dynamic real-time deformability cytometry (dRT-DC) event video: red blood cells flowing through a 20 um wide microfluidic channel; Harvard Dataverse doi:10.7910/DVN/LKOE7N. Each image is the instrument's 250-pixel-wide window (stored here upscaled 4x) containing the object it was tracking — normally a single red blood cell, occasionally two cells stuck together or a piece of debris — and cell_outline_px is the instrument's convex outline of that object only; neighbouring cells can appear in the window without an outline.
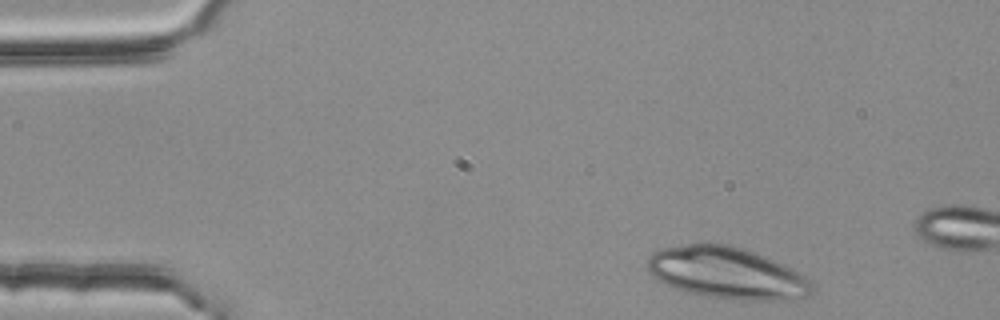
{"species": "common noctule bat (a hibernating species)", "species_latin": "Nyctalus noctula", "temperature_condition": "room temperature", "stored_images_in_passage": 8, "camera_frame_rate_fps": 3000, "um_per_image_px": 0.085, "animal": {"sex": "female", "body_mass_g": 25.1}, "frame": {"image": 1, "passage_image": 1, "time_ms": 0.0, "image_size_px": [1000, 320], "cell_outline_px": [[816, 284], [812, 296], [804, 300], [740, 300], [704, 296], [688, 292], [676, 288], [652, 276], [648, 272], [648, 256], [664, 248], [708, 240], [728, 244], [744, 248], [756, 252], [812, 280]], "centroid_in_image_um": [61.85, 23.2], "position_along_channel_um": 23.1, "area_um2": 50.23}}